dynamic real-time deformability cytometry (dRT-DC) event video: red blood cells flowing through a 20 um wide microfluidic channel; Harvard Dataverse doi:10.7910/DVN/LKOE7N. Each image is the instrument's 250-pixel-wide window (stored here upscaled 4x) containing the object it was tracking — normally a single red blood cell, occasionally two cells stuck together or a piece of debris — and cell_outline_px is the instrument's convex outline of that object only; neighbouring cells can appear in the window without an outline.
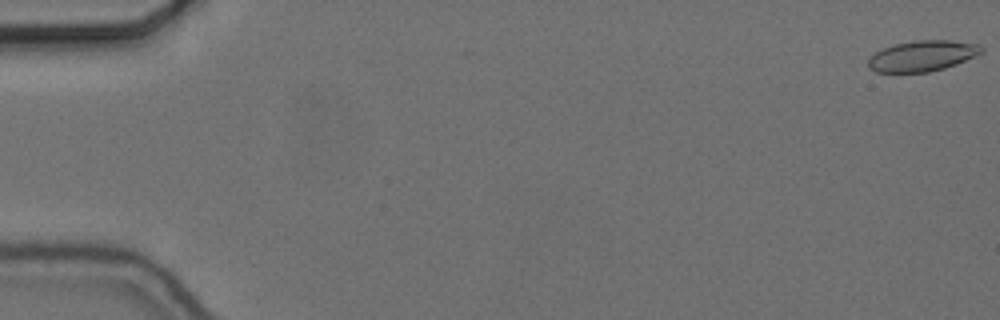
{"species": "common noctule bat (a hibernating species)", "species_latin": "Nyctalus noctula", "temperature_condition": "cold", "stored_images_in_passage": 4, "camera_frame_rate_fps": 3000, "um_per_image_px": 0.085, "animal": {"sex": "female", "body_mass_g": 24.6, "forearm_length_mm": 56.2}, "frame": {"image": 1, "passage_image": 1, "time_ms": 0.0, "image_size_px": [1000, 320], "cell_outline_px": [[984, 48], [980, 52], [956, 64], [944, 68], [928, 72], [876, 72], [868, 68], [868, 60], [876, 52], [892, 44], [912, 40], [952, 40], [980, 44]], "centroid_in_image_um": [78.37, 4.74], "position_along_channel_um": 6.6, "area_um2": 20.17}}